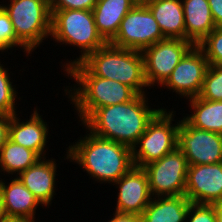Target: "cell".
I'll return each mask as SVG.
<instances>
[{"instance_id":"obj_2","label":"cell","mask_w":222,"mask_h":222,"mask_svg":"<svg viewBox=\"0 0 222 222\" xmlns=\"http://www.w3.org/2000/svg\"><path fill=\"white\" fill-rule=\"evenodd\" d=\"M66 151V159L102 184L115 183L134 166L131 148L91 132L70 144Z\"/></svg>"},{"instance_id":"obj_31","label":"cell","mask_w":222,"mask_h":222,"mask_svg":"<svg viewBox=\"0 0 222 222\" xmlns=\"http://www.w3.org/2000/svg\"><path fill=\"white\" fill-rule=\"evenodd\" d=\"M9 122L10 116L0 114V150L5 142L8 140Z\"/></svg>"},{"instance_id":"obj_27","label":"cell","mask_w":222,"mask_h":222,"mask_svg":"<svg viewBox=\"0 0 222 222\" xmlns=\"http://www.w3.org/2000/svg\"><path fill=\"white\" fill-rule=\"evenodd\" d=\"M198 46L209 65H222V27H216Z\"/></svg>"},{"instance_id":"obj_7","label":"cell","mask_w":222,"mask_h":222,"mask_svg":"<svg viewBox=\"0 0 222 222\" xmlns=\"http://www.w3.org/2000/svg\"><path fill=\"white\" fill-rule=\"evenodd\" d=\"M171 110L167 112V109L163 107L139 137L132 149V160L135 167L143 168L177 148L181 119L176 122L173 119L176 111ZM172 121H175L176 124H173Z\"/></svg>"},{"instance_id":"obj_3","label":"cell","mask_w":222,"mask_h":222,"mask_svg":"<svg viewBox=\"0 0 222 222\" xmlns=\"http://www.w3.org/2000/svg\"><path fill=\"white\" fill-rule=\"evenodd\" d=\"M69 79L78 84L64 92L72 101L81 123L97 108L131 101L137 93L118 81L92 75L80 62L65 71ZM77 86V87H76ZM68 87V88H67ZM72 89V90H71Z\"/></svg>"},{"instance_id":"obj_34","label":"cell","mask_w":222,"mask_h":222,"mask_svg":"<svg viewBox=\"0 0 222 222\" xmlns=\"http://www.w3.org/2000/svg\"><path fill=\"white\" fill-rule=\"evenodd\" d=\"M1 222H31L25 218L6 216Z\"/></svg>"},{"instance_id":"obj_24","label":"cell","mask_w":222,"mask_h":222,"mask_svg":"<svg viewBox=\"0 0 222 222\" xmlns=\"http://www.w3.org/2000/svg\"><path fill=\"white\" fill-rule=\"evenodd\" d=\"M3 65L0 61V114L12 116L17 113L15 104L17 99L15 98H18L19 93L12 84L13 78L9 75V69Z\"/></svg>"},{"instance_id":"obj_1","label":"cell","mask_w":222,"mask_h":222,"mask_svg":"<svg viewBox=\"0 0 222 222\" xmlns=\"http://www.w3.org/2000/svg\"><path fill=\"white\" fill-rule=\"evenodd\" d=\"M146 94L131 101L95 109L80 125L92 134L133 149L148 123L162 109L148 106Z\"/></svg>"},{"instance_id":"obj_19","label":"cell","mask_w":222,"mask_h":222,"mask_svg":"<svg viewBox=\"0 0 222 222\" xmlns=\"http://www.w3.org/2000/svg\"><path fill=\"white\" fill-rule=\"evenodd\" d=\"M144 4L153 14L165 38L186 40L182 0H148Z\"/></svg>"},{"instance_id":"obj_12","label":"cell","mask_w":222,"mask_h":222,"mask_svg":"<svg viewBox=\"0 0 222 222\" xmlns=\"http://www.w3.org/2000/svg\"><path fill=\"white\" fill-rule=\"evenodd\" d=\"M209 62L198 45H194L177 64L167 80L161 85L181 98L198 97Z\"/></svg>"},{"instance_id":"obj_9","label":"cell","mask_w":222,"mask_h":222,"mask_svg":"<svg viewBox=\"0 0 222 222\" xmlns=\"http://www.w3.org/2000/svg\"><path fill=\"white\" fill-rule=\"evenodd\" d=\"M188 166L186 157L178 147L144 166L152 197L184 195Z\"/></svg>"},{"instance_id":"obj_23","label":"cell","mask_w":222,"mask_h":222,"mask_svg":"<svg viewBox=\"0 0 222 222\" xmlns=\"http://www.w3.org/2000/svg\"><path fill=\"white\" fill-rule=\"evenodd\" d=\"M39 159L40 157L34 151L24 148L8 138L0 150V175L5 173L8 174V177H10L9 175L18 176Z\"/></svg>"},{"instance_id":"obj_21","label":"cell","mask_w":222,"mask_h":222,"mask_svg":"<svg viewBox=\"0 0 222 222\" xmlns=\"http://www.w3.org/2000/svg\"><path fill=\"white\" fill-rule=\"evenodd\" d=\"M192 203L185 195L153 197L140 215L142 222H186Z\"/></svg>"},{"instance_id":"obj_20","label":"cell","mask_w":222,"mask_h":222,"mask_svg":"<svg viewBox=\"0 0 222 222\" xmlns=\"http://www.w3.org/2000/svg\"><path fill=\"white\" fill-rule=\"evenodd\" d=\"M182 4L186 40L198 45L216 28L208 0H182Z\"/></svg>"},{"instance_id":"obj_8","label":"cell","mask_w":222,"mask_h":222,"mask_svg":"<svg viewBox=\"0 0 222 222\" xmlns=\"http://www.w3.org/2000/svg\"><path fill=\"white\" fill-rule=\"evenodd\" d=\"M165 39L157 21L144 3H137L123 18L111 45L143 51Z\"/></svg>"},{"instance_id":"obj_11","label":"cell","mask_w":222,"mask_h":222,"mask_svg":"<svg viewBox=\"0 0 222 222\" xmlns=\"http://www.w3.org/2000/svg\"><path fill=\"white\" fill-rule=\"evenodd\" d=\"M177 147L189 166L222 162V134L195 128L183 117L178 129Z\"/></svg>"},{"instance_id":"obj_22","label":"cell","mask_w":222,"mask_h":222,"mask_svg":"<svg viewBox=\"0 0 222 222\" xmlns=\"http://www.w3.org/2000/svg\"><path fill=\"white\" fill-rule=\"evenodd\" d=\"M190 101V102H189ZM190 113L183 118L193 127L222 134V101L188 99ZM193 112H192V111Z\"/></svg>"},{"instance_id":"obj_13","label":"cell","mask_w":222,"mask_h":222,"mask_svg":"<svg viewBox=\"0 0 222 222\" xmlns=\"http://www.w3.org/2000/svg\"><path fill=\"white\" fill-rule=\"evenodd\" d=\"M184 195L191 203L222 202V162L188 166Z\"/></svg>"},{"instance_id":"obj_26","label":"cell","mask_w":222,"mask_h":222,"mask_svg":"<svg viewBox=\"0 0 222 222\" xmlns=\"http://www.w3.org/2000/svg\"><path fill=\"white\" fill-rule=\"evenodd\" d=\"M14 47H20L27 56L31 54V52L17 39L11 20L0 5V52H8L9 49L13 50Z\"/></svg>"},{"instance_id":"obj_30","label":"cell","mask_w":222,"mask_h":222,"mask_svg":"<svg viewBox=\"0 0 222 222\" xmlns=\"http://www.w3.org/2000/svg\"><path fill=\"white\" fill-rule=\"evenodd\" d=\"M214 24L216 27H222V0H208Z\"/></svg>"},{"instance_id":"obj_32","label":"cell","mask_w":222,"mask_h":222,"mask_svg":"<svg viewBox=\"0 0 222 222\" xmlns=\"http://www.w3.org/2000/svg\"><path fill=\"white\" fill-rule=\"evenodd\" d=\"M113 215L114 216L110 217L111 219L108 220V222H142L141 217L136 214H126L115 211Z\"/></svg>"},{"instance_id":"obj_10","label":"cell","mask_w":222,"mask_h":222,"mask_svg":"<svg viewBox=\"0 0 222 222\" xmlns=\"http://www.w3.org/2000/svg\"><path fill=\"white\" fill-rule=\"evenodd\" d=\"M194 46L189 40L165 38L143 51L145 79L149 86H161L177 64Z\"/></svg>"},{"instance_id":"obj_4","label":"cell","mask_w":222,"mask_h":222,"mask_svg":"<svg viewBox=\"0 0 222 222\" xmlns=\"http://www.w3.org/2000/svg\"><path fill=\"white\" fill-rule=\"evenodd\" d=\"M80 63L92 75L118 81L131 87L137 94H146L147 89H151L147 88L142 51L107 43L88 54Z\"/></svg>"},{"instance_id":"obj_33","label":"cell","mask_w":222,"mask_h":222,"mask_svg":"<svg viewBox=\"0 0 222 222\" xmlns=\"http://www.w3.org/2000/svg\"><path fill=\"white\" fill-rule=\"evenodd\" d=\"M217 222H222V202L214 203Z\"/></svg>"},{"instance_id":"obj_36","label":"cell","mask_w":222,"mask_h":222,"mask_svg":"<svg viewBox=\"0 0 222 222\" xmlns=\"http://www.w3.org/2000/svg\"><path fill=\"white\" fill-rule=\"evenodd\" d=\"M138 3H144V2H146V1H148V0H136Z\"/></svg>"},{"instance_id":"obj_17","label":"cell","mask_w":222,"mask_h":222,"mask_svg":"<svg viewBox=\"0 0 222 222\" xmlns=\"http://www.w3.org/2000/svg\"><path fill=\"white\" fill-rule=\"evenodd\" d=\"M0 195L8 217L25 218L33 222L36 219V209L40 205L43 207L17 176L10 180V183L0 180Z\"/></svg>"},{"instance_id":"obj_14","label":"cell","mask_w":222,"mask_h":222,"mask_svg":"<svg viewBox=\"0 0 222 222\" xmlns=\"http://www.w3.org/2000/svg\"><path fill=\"white\" fill-rule=\"evenodd\" d=\"M119 192L116 201V212L141 215L152 200L149 180L143 168L133 166L115 183Z\"/></svg>"},{"instance_id":"obj_18","label":"cell","mask_w":222,"mask_h":222,"mask_svg":"<svg viewBox=\"0 0 222 222\" xmlns=\"http://www.w3.org/2000/svg\"><path fill=\"white\" fill-rule=\"evenodd\" d=\"M136 0H98L93 8L94 21L99 34L110 43L116 36L120 23L137 4Z\"/></svg>"},{"instance_id":"obj_35","label":"cell","mask_w":222,"mask_h":222,"mask_svg":"<svg viewBox=\"0 0 222 222\" xmlns=\"http://www.w3.org/2000/svg\"><path fill=\"white\" fill-rule=\"evenodd\" d=\"M6 217L4 205H3V200L0 195V222Z\"/></svg>"},{"instance_id":"obj_29","label":"cell","mask_w":222,"mask_h":222,"mask_svg":"<svg viewBox=\"0 0 222 222\" xmlns=\"http://www.w3.org/2000/svg\"><path fill=\"white\" fill-rule=\"evenodd\" d=\"M98 0H49L50 11L56 10H93Z\"/></svg>"},{"instance_id":"obj_15","label":"cell","mask_w":222,"mask_h":222,"mask_svg":"<svg viewBox=\"0 0 222 222\" xmlns=\"http://www.w3.org/2000/svg\"><path fill=\"white\" fill-rule=\"evenodd\" d=\"M37 110L35 108L29 116L30 118L25 121L19 118V114L10 116L8 138L24 148L34 151L40 158H45L47 152L45 149L48 150L46 145L49 126Z\"/></svg>"},{"instance_id":"obj_6","label":"cell","mask_w":222,"mask_h":222,"mask_svg":"<svg viewBox=\"0 0 222 222\" xmlns=\"http://www.w3.org/2000/svg\"><path fill=\"white\" fill-rule=\"evenodd\" d=\"M0 5L8 14L17 39L31 53L50 36L49 0H9L7 5Z\"/></svg>"},{"instance_id":"obj_25","label":"cell","mask_w":222,"mask_h":222,"mask_svg":"<svg viewBox=\"0 0 222 222\" xmlns=\"http://www.w3.org/2000/svg\"><path fill=\"white\" fill-rule=\"evenodd\" d=\"M198 97L210 101H222V65H209Z\"/></svg>"},{"instance_id":"obj_5","label":"cell","mask_w":222,"mask_h":222,"mask_svg":"<svg viewBox=\"0 0 222 222\" xmlns=\"http://www.w3.org/2000/svg\"><path fill=\"white\" fill-rule=\"evenodd\" d=\"M50 37L59 45L69 44L81 50L78 58L62 64L63 72L107 44L97 30L92 10L51 11Z\"/></svg>"},{"instance_id":"obj_16","label":"cell","mask_w":222,"mask_h":222,"mask_svg":"<svg viewBox=\"0 0 222 222\" xmlns=\"http://www.w3.org/2000/svg\"><path fill=\"white\" fill-rule=\"evenodd\" d=\"M57 163L55 158H40L34 165L21 172L19 180L38 199V201L49 208L54 195H56V172Z\"/></svg>"},{"instance_id":"obj_28","label":"cell","mask_w":222,"mask_h":222,"mask_svg":"<svg viewBox=\"0 0 222 222\" xmlns=\"http://www.w3.org/2000/svg\"><path fill=\"white\" fill-rule=\"evenodd\" d=\"M186 222H217L214 204L192 203L187 212Z\"/></svg>"}]
</instances>
